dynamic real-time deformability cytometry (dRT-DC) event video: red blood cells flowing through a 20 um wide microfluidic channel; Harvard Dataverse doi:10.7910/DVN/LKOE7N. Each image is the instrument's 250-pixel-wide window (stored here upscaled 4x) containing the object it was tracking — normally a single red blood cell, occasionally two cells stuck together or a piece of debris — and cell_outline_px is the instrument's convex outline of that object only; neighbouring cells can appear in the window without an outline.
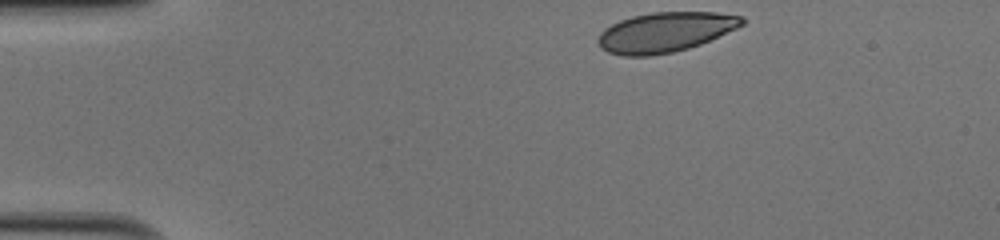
{"species": "human", "species_latin": "Homo sapiens", "temperature_condition": "cold", "stored_images_in_passage": 34, "camera_frame_rate_fps": 3000, "um_per_image_px": 0.085, "donor": {"sex": "male"}, "frame": {"image": 1, "passage_image": 1, "time_ms": 0.0, "image_size_px": [1000, 240], "cell_outline_px": [[744, 24], [736, 28], [700, 44], [688, 48], [672, 52], [648, 56], [624, 56], [608, 52], [600, 48], [596, 40], [600, 32], [604, 28], [620, 20], [632, 16], [652, 12], [716, 12], [744, 16]], "centroid_in_image_um": [56.5, 2.73], "position_along_channel_um": 28.5, "area_um2": 33.47}}
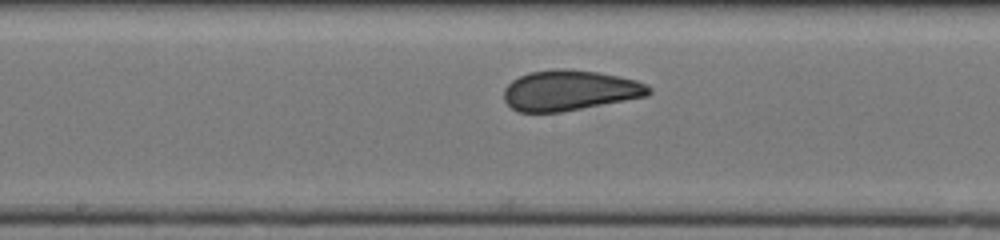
{"frame": {"image": 2, "passage_image": 19, "time_ms": 6.0, "image_size_px": [1000, 240], "cell_outline_px": [[652, 92], [648, 96], [560, 112], [516, 112], [504, 100], [504, 88], [512, 80], [528, 72], [556, 68], [596, 72], [636, 80], [652, 88]], "centroid_in_image_um": [48.4, 7.69], "position_along_channel_um": 199.8, "area_um2": 33.93}}
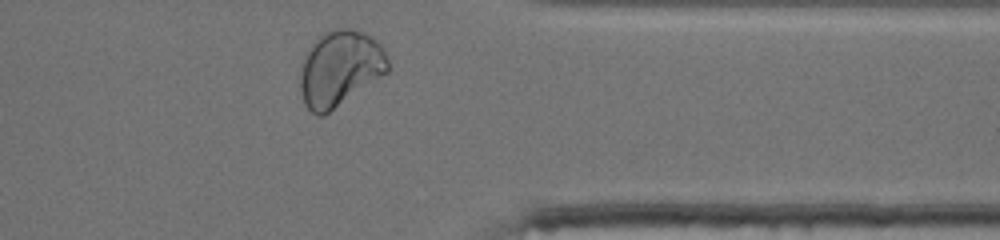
{"frame": {"image": 3, "passage_image": 33, "time_ms": 10.667, "image_size_px": [1000, 240], "cell_outline_px": [[388, 72], [324, 116], [316, 116], [304, 104], [300, 88], [300, 68], [304, 56], [312, 40], [320, 32], [332, 28], [352, 28], [364, 32], [376, 40], [380, 44], [388, 60]], "centroid_in_image_um": [28.85, 5.79], "position_along_channel_um": 382.5, "area_um2": 39.25}, "authors_computed_cell_mechanics": {"area_um2": 33.9286, "velocity_mm_per_s": 4.0787, "shape_relaxation_time_tau1_ms": 6.8199, "shape_relaxation_time_tau2_ms": null, "deformation_change_tau1": 0.1581, "deformation_change_tau2": null}}